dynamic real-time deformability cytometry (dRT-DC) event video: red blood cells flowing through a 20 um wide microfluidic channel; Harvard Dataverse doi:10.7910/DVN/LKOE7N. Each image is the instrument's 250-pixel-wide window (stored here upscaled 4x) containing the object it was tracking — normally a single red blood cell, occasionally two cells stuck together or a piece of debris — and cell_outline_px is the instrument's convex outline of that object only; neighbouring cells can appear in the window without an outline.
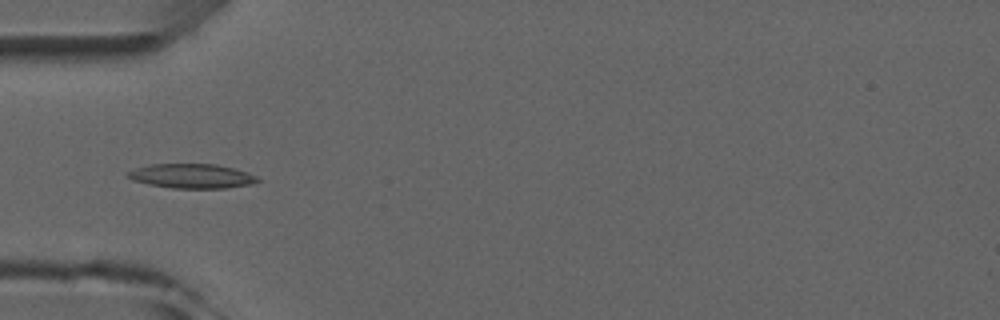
{"species": "common noctule bat (a hibernating species)", "species_latin": "Nyctalus noctula", "temperature_condition": "room temperature", "stored_images_in_passage": 5, "camera_frame_rate_fps": 3000, "um_per_image_px": 0.085, "animal": {"sex": "male", "forearm_length_mm": 52.5}, "frame": {"image": 1, "passage_image": 4, "time_ms": 4.333, "image_size_px": [1000, 320], "cell_outline_px": [[260, 180], [252, 184], [224, 188], [172, 188], [148, 184], [132, 180], [124, 176], [124, 172], [136, 168], [152, 164], [216, 164], [248, 172], [256, 176]], "centroid_in_image_um": [16.25, 14.96], "position_along_channel_um": 68.8, "area_um2": 18.55}}
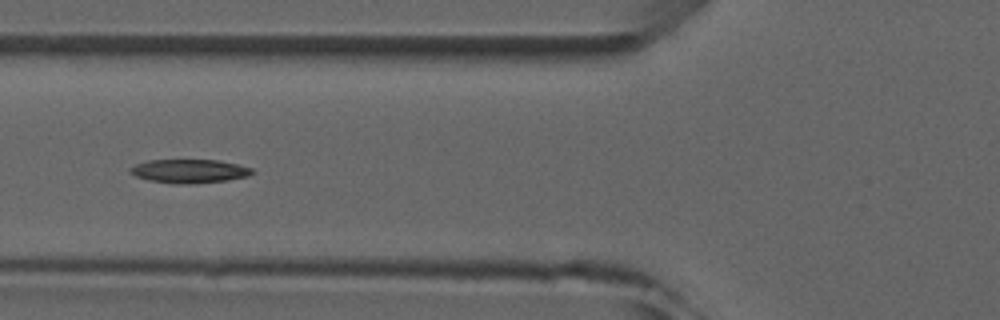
{"frame": {"image": 2, "passage_image": 5, "time_ms": 5.333, "image_size_px": [1000, 320], "cell_outline_px": [[256, 172], [248, 176], [228, 180], [196, 184], [172, 184], [148, 180], [136, 176], [128, 172], [128, 168], [136, 164], [148, 160], [220, 160], [252, 168]], "centroid_in_image_um": [16.08, 14.55], "position_along_channel_um": 109.7, "area_um2": 17.11}}